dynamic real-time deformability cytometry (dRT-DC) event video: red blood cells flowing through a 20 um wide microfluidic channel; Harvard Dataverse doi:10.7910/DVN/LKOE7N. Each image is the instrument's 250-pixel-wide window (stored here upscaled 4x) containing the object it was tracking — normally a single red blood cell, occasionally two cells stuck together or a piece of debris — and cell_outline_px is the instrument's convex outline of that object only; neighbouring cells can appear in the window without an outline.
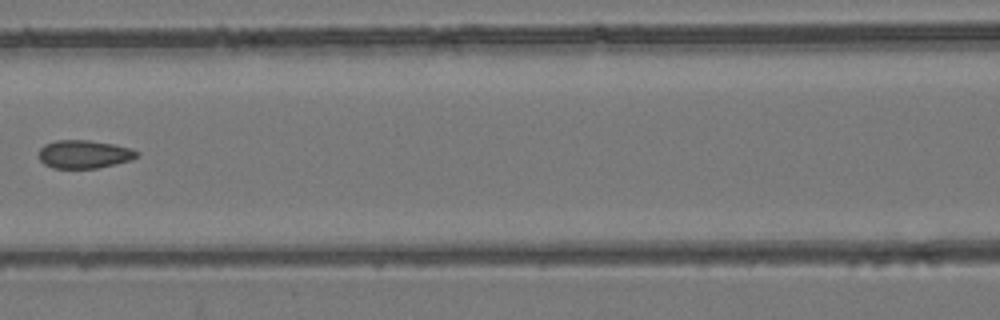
{"species": "common noctule bat (a hibernating species)", "species_latin": "Nyctalus noctula", "temperature_condition": "room temperature", "stored_images_in_passage": 7, "camera_frame_rate_fps": 3000, "um_per_image_px": 0.085, "animal": {"sex": "female", "body_mass_g": 24.6, "forearm_length_mm": 56.2}, "frame": {"image": 1, "passage_image": 7, "time_ms": 7.0, "image_size_px": [1000, 320], "cell_outline_px": [[140, 156], [132, 160], [96, 168], [52, 168], [44, 164], [40, 160], [40, 148], [44, 144], [56, 140], [88, 140], [112, 144], [132, 148], [140, 152]], "centroid_in_image_um": [7.18, 13.1], "position_along_channel_um": 159.4, "area_um2": 16.18}}